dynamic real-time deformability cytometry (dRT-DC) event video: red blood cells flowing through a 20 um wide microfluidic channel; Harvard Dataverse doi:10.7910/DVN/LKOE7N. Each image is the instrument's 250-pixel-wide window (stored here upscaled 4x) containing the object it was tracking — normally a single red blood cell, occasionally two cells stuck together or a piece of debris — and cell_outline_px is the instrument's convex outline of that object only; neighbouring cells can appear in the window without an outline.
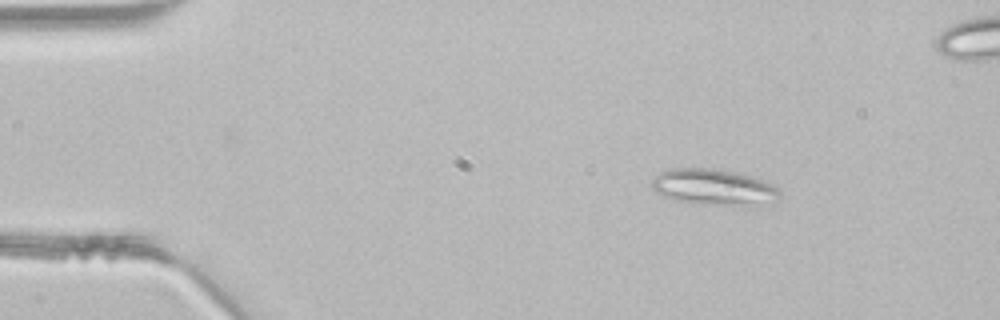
{"species": "common noctule bat (a hibernating species)", "species_latin": "Nyctalus noctula", "temperature_condition": "room temperature", "stored_images_in_passage": 15, "camera_frame_rate_fps": 3000, "um_per_image_px": 0.085, "animal": {"sex": "male", "body_mass_g": 21.5, "forearm_length_mm": 52.0}, "frame": {"image": 1, "passage_image": 3, "time_ms": 0.667, "image_size_px": [1000, 320], "cell_outline_px": [[780, 196], [776, 200], [692, 204], [676, 200], [664, 196], [656, 192], [652, 188], [652, 180], [660, 172], [672, 168], [704, 168], [728, 172], [748, 176], [764, 180], [776, 184], [780, 188]], "centroid_in_image_um": [60.56, 15.86], "position_along_channel_um": 24.4, "area_um2": 25.43}}
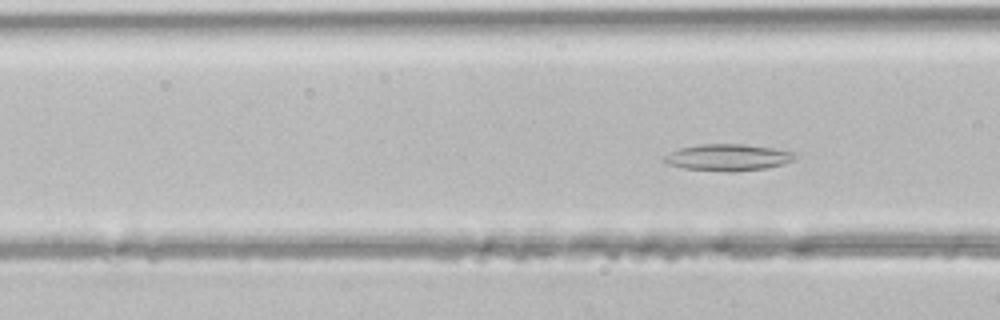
{"frame": {"image": 2, "passage_image": 15, "time_ms": 4.667, "image_size_px": [1000, 320], "cell_outline_px": [[796, 156], [792, 160], [784, 164], [768, 168], [728, 172], [684, 168], [668, 164], [660, 160], [664, 156], [680, 148], [700, 144], [744, 144], [772, 148], [792, 152]], "centroid_in_image_um": [61.85, 13.38], "position_along_channel_um": 104.8, "area_um2": 20.17}}